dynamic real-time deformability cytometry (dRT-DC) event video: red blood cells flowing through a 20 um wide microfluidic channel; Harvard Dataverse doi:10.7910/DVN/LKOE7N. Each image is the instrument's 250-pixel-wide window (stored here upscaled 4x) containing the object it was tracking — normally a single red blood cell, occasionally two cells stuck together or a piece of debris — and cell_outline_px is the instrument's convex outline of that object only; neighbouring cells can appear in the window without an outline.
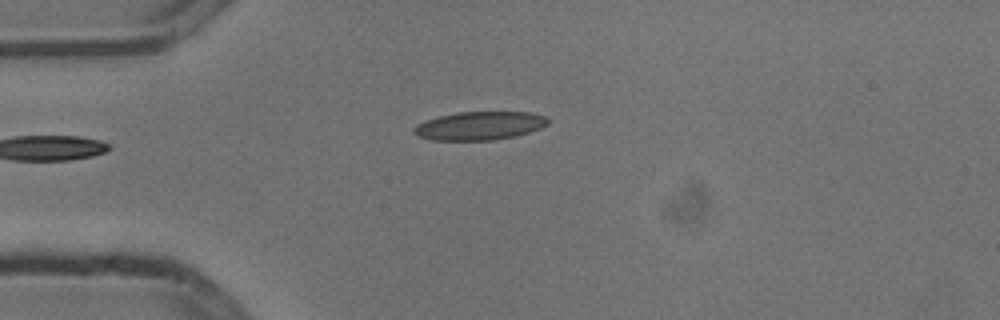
{"species": "common noctule bat (a hibernating species)", "species_latin": "Nyctalus noctula", "temperature_condition": "cold", "stored_images_in_passage": 4, "camera_frame_rate_fps": 3000, "um_per_image_px": 0.085, "animal": {"sex": "male", "body_mass_g": 13.3}, "frame": {"image": 1, "passage_image": 4, "time_ms": 1.0, "image_size_px": [1000, 320], "cell_outline_px": [[548, 124], [540, 128], [528, 132], [512, 136], [492, 140], [432, 140], [416, 136], [412, 132], [412, 128], [416, 124], [440, 116], [456, 112], [528, 112], [544, 116], [548, 120]], "centroid_in_image_um": [40.7, 10.69], "position_along_channel_um": 44.3, "area_um2": 22.02}}